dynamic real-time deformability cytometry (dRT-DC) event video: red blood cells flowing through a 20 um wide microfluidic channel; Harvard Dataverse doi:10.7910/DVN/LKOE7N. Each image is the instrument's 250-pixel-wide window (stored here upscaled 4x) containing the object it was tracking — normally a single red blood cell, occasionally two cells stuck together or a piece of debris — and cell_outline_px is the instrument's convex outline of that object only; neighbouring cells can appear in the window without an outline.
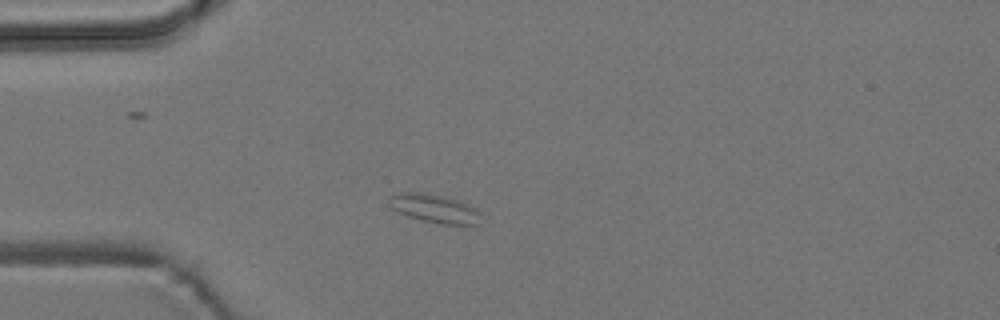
{"species": "common noctule bat (a hibernating species)", "species_latin": "Nyctalus noctula", "temperature_condition": "room temperature", "stored_images_in_passage": 1, "camera_frame_rate_fps": 3000, "um_per_image_px": 0.085, "animal": {"sex": "male", "body_mass_g": 19.2, "forearm_length_mm": 51.8}, "frame": {"image": 1, "passage_image": 1, "time_ms": 0.0, "image_size_px": [1000, 320], "cell_outline_px": [[480, 224], [440, 224], [420, 220], [408, 216], [392, 208], [388, 204], [388, 196], [400, 192], [416, 192], [440, 196], [456, 200], [468, 204], [476, 208], [480, 212]], "centroid_in_image_um": [36.91, 17.73], "position_along_channel_um": 48.1, "area_um2": 15.14}}